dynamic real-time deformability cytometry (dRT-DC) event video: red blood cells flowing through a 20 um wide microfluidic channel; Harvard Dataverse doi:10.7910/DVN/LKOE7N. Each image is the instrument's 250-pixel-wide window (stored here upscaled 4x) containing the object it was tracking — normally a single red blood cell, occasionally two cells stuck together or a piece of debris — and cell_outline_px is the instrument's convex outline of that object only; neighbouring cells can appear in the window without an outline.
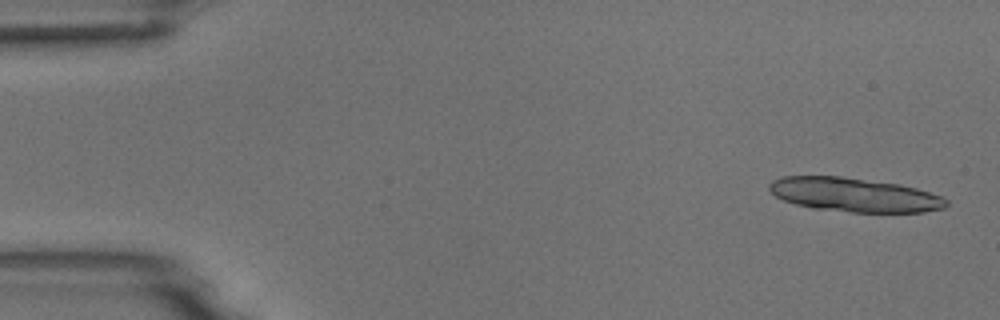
{"species": "common noctule bat (a hibernating species)", "species_latin": "Nyctalus noctula", "temperature_condition": "room temperature", "stored_images_in_passage": 6, "camera_frame_rate_fps": 3000, "um_per_image_px": 0.085, "animal": {"sex": "male", "body_mass_g": 18.8}, "frame": {"image": 1, "passage_image": 1, "time_ms": 0.0, "image_size_px": [1000, 320], "cell_outline_px": [[948, 204], [944, 208], [924, 212], [852, 212], [812, 208], [796, 204], [784, 200], [776, 196], [768, 188], [768, 184], [772, 180], [784, 176], [840, 176], [900, 184], [916, 188], [940, 196], [948, 200]], "centroid_in_image_um": [72.61, 16.55], "position_along_channel_um": 12.4, "area_um2": 34.97}}
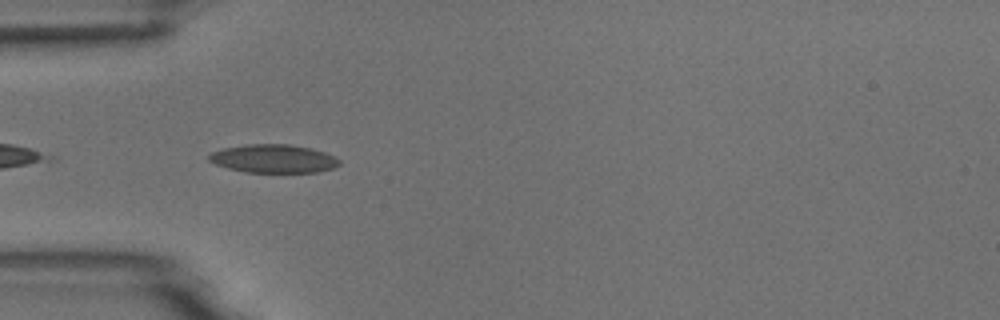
{"frame": {"image": 2, "passage_image": 5, "time_ms": 4.667, "image_size_px": [1000, 320], "cell_outline_px": [[340, 164], [332, 168], [316, 172], [244, 172], [228, 168], [216, 164], [208, 160], [208, 156], [212, 152], [224, 148], [244, 144], [288, 144], [312, 148], [324, 152], [340, 160]], "centroid_in_image_um": [23.23, 13.48], "position_along_channel_um": 61.8, "area_um2": 21.44}}